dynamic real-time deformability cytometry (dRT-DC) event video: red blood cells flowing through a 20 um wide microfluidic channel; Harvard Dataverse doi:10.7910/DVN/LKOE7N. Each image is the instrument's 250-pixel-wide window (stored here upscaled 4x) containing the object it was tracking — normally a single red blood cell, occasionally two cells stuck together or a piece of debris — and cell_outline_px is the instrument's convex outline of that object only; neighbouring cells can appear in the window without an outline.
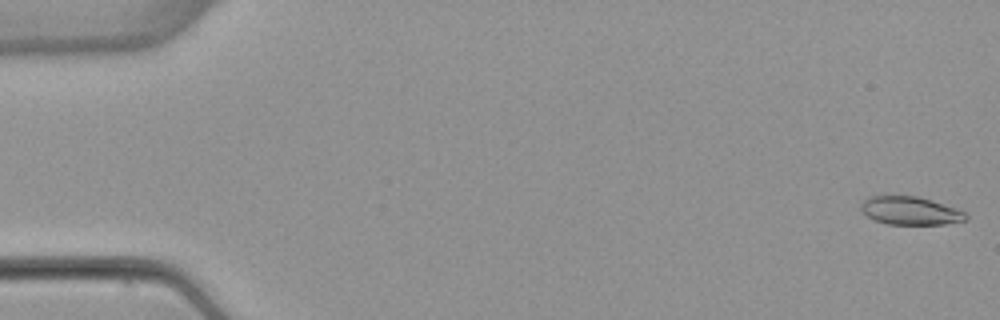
{"species": "common noctule bat (a hibernating species)", "species_latin": "Nyctalus noctula", "temperature_condition": "warm", "stored_images_in_passage": 53, "camera_frame_rate_fps": 3000, "um_per_image_px": 0.085, "animal": {"sex": "female", "body_mass_g": 22.7, "forearm_length_mm": 54.2}, "frame": {"image": 1, "passage_image": 1, "time_ms": 0.0, "image_size_px": [1000, 320], "cell_outline_px": [[968, 220], [944, 224], [888, 224], [876, 220], [868, 216], [860, 208], [864, 200], [868, 196], [916, 196], [964, 212], [968, 216]], "centroid_in_image_um": [77.35, 17.92], "position_along_channel_um": 7.7, "area_um2": 16.7}}
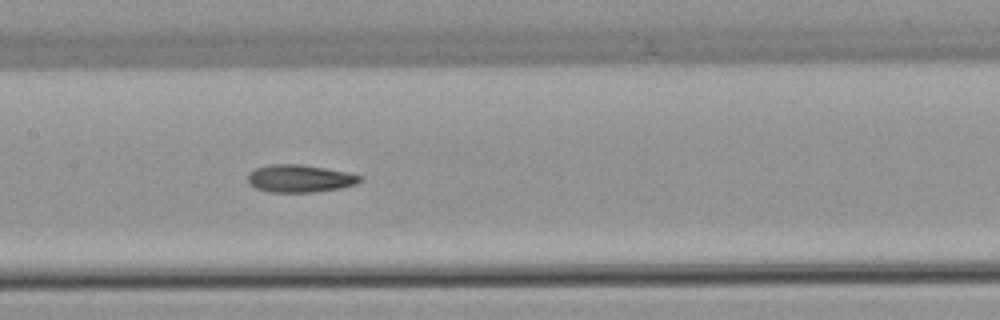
{"frame": {"image": 2, "passage_image": 26, "time_ms": 8.333, "image_size_px": [1000, 320], "cell_outline_px": [[364, 180], [356, 184], [340, 188], [316, 192], [268, 192], [256, 188], [248, 184], [248, 172], [256, 168], [268, 164], [300, 164], [348, 172], [364, 176]], "centroid_in_image_um": [25.49, 15.17], "position_along_channel_um": 181.9, "area_um2": 18.26}}
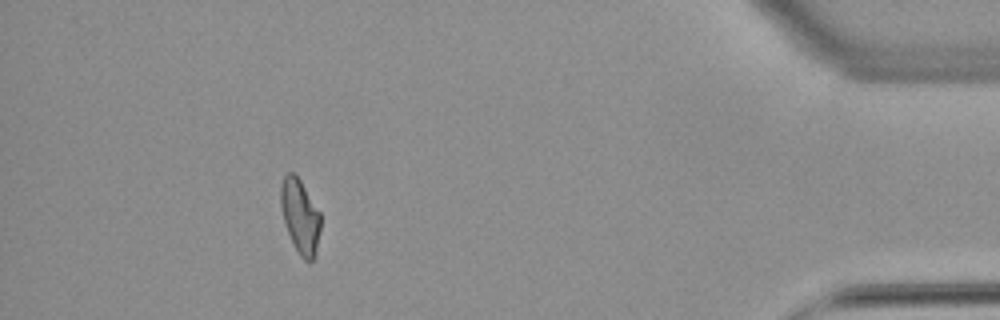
{"frame": {"image": 3, "passage_image": 48, "time_ms": 15.667, "image_size_px": [1000, 320], "cell_outline_px": [[320, 228], [316, 252], [312, 260], [308, 264], [300, 256], [292, 244], [280, 208], [280, 184], [284, 176], [288, 172], [296, 172], [320, 212]], "centroid_in_image_um": [25.5, 18.36], "position_along_channel_um": 409.7, "area_um2": 17.51}, "authors_computed_cell_mechanics": {"area_um2": 17.7446, "velocity_mm_per_s": 3.8817, "shape_relaxation_time_tau1_ms": null, "shape_relaxation_time_tau2_ms": 4.0573, "deformation_change_tau1": null, "deformation_change_tau2": 0.1006}}